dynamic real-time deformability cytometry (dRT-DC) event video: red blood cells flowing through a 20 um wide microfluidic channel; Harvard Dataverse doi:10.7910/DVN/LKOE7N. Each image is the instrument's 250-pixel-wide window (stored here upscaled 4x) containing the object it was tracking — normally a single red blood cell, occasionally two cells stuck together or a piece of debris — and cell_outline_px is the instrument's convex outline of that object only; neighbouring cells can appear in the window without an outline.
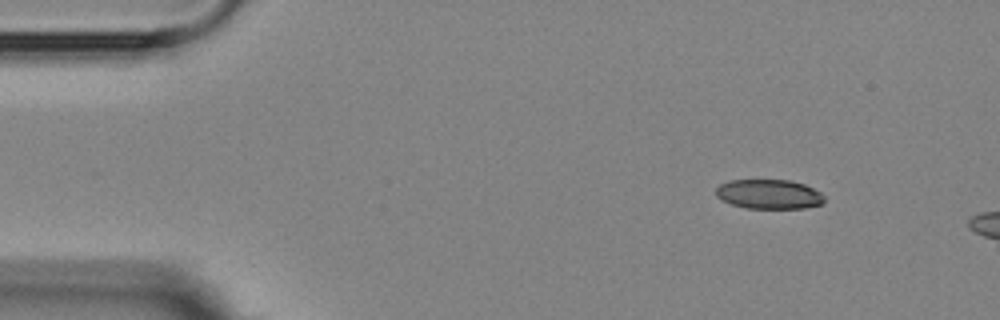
{"species": "Egyptian fruit bat (a non-hibernating species)", "species_latin": "Rousettus aegyptiacus", "temperature_condition": "room temperature", "stored_images_in_passage": 3, "camera_frame_rate_fps": 3000, "um_per_image_px": 0.085, "animal": {"sex": "female"}, "frame": {"image": 1, "passage_image": 1, "time_ms": 0.0, "image_size_px": [1000, 320], "cell_outline_px": [[824, 204], [804, 208], [748, 208], [732, 204], [720, 200], [716, 196], [716, 188], [720, 184], [728, 180], [788, 180], [804, 184], [820, 192], [824, 196]], "centroid_in_image_um": [65.35, 16.5], "position_along_channel_um": 19.6, "area_um2": 18.67}}